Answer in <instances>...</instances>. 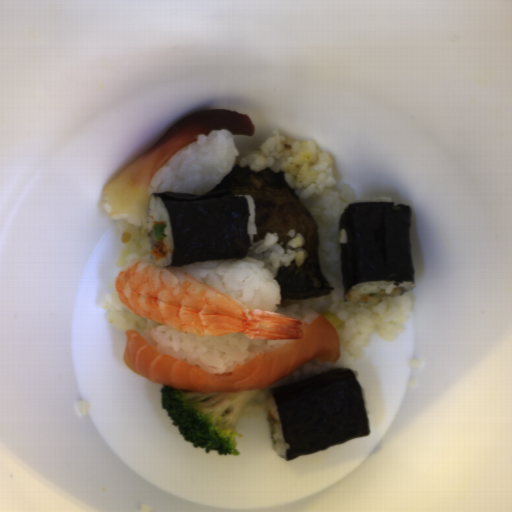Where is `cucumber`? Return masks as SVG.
<instances>
[{
    "label": "cucumber",
    "instance_id": "8b760119",
    "mask_svg": "<svg viewBox=\"0 0 512 512\" xmlns=\"http://www.w3.org/2000/svg\"><path fill=\"white\" fill-rule=\"evenodd\" d=\"M165 229H166V225L164 223L153 224L152 236L155 241L162 240L165 237V235H164Z\"/></svg>",
    "mask_w": 512,
    "mask_h": 512
},
{
    "label": "cucumber",
    "instance_id": "586b57bf",
    "mask_svg": "<svg viewBox=\"0 0 512 512\" xmlns=\"http://www.w3.org/2000/svg\"><path fill=\"white\" fill-rule=\"evenodd\" d=\"M267 422L269 423V427H270V431H271L272 443H273V445H276V439H275V435H274V432H275L274 425L276 424L277 420L274 417L269 416L267 418Z\"/></svg>",
    "mask_w": 512,
    "mask_h": 512
},
{
    "label": "cucumber",
    "instance_id": "888e309b",
    "mask_svg": "<svg viewBox=\"0 0 512 512\" xmlns=\"http://www.w3.org/2000/svg\"><path fill=\"white\" fill-rule=\"evenodd\" d=\"M368 295H369V297H372V298H373V297L377 296L378 294H377V293H374V292H371V293H369Z\"/></svg>",
    "mask_w": 512,
    "mask_h": 512
}]
</instances>
